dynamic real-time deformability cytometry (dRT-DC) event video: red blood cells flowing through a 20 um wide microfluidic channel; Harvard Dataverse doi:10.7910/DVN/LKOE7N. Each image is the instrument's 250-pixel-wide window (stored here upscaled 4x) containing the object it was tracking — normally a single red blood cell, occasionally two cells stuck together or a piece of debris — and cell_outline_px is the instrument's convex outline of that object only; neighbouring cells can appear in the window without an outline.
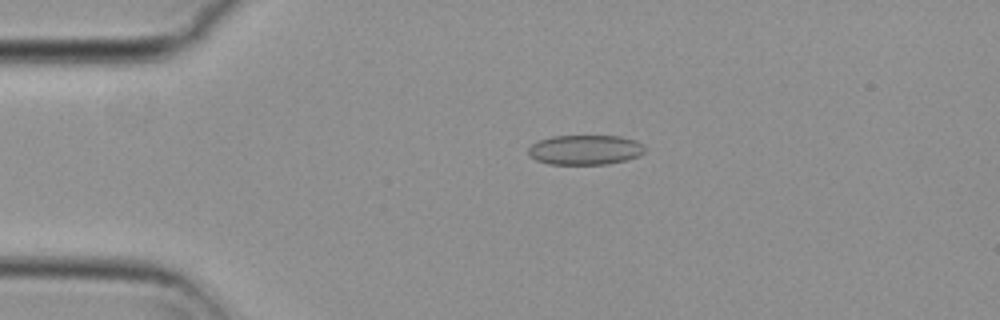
{"species": "common noctule bat (a hibernating species)", "species_latin": "Nyctalus noctula", "temperature_condition": "cold", "stored_images_in_passage": 55, "camera_frame_rate_fps": 3000, "um_per_image_px": 0.085, "animal": {"sex": "female", "body_mass_g": 29.2, "forearm_length_mm": 56.3}, "frame": {"image": 1, "passage_image": 12, "time_ms": 3.667, "image_size_px": [1000, 320], "cell_outline_px": [[644, 152], [640, 156], [628, 160], [604, 164], [548, 164], [536, 160], [528, 156], [528, 148], [532, 144], [540, 140], [552, 136], [620, 136], [636, 140], [644, 144]], "centroid_in_image_um": [49.75, 12.74], "position_along_channel_um": 35.3, "area_um2": 20.4}}
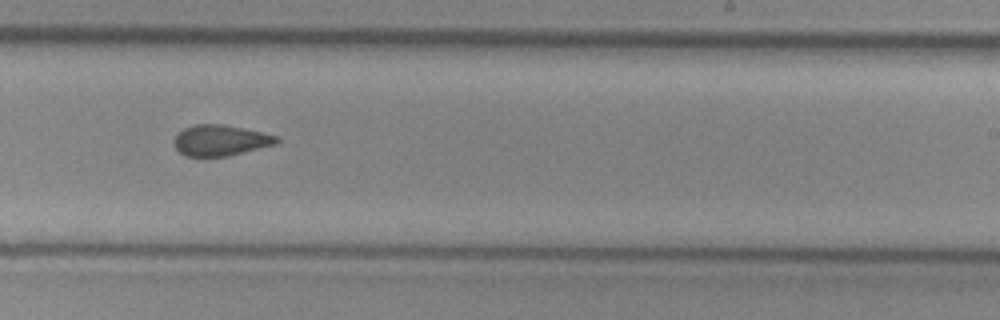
{"frame": {"image": 2, "passage_image": 34, "time_ms": 11.0, "image_size_px": [1000, 320], "cell_outline_px": [[280, 140], [276, 144], [228, 156], [204, 160], [184, 156], [172, 144], [172, 140], [176, 132], [184, 128], [196, 124], [224, 124], [244, 128], [276, 136]], "centroid_in_image_um": [18.63, 11.97], "position_along_channel_um": 270.4, "area_um2": 19.19}}
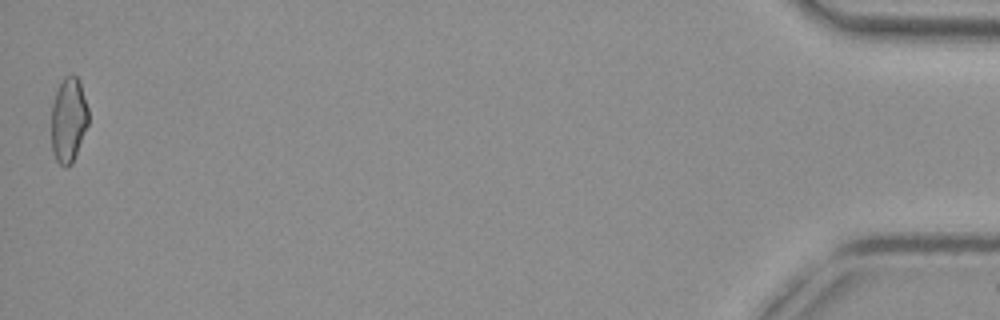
{"frame": {"image": 3, "passage_image": 55, "time_ms": 18.0, "image_size_px": [1000, 320], "cell_outline_px": [[88, 124], [72, 164], [64, 168], [56, 160], [52, 152], [52, 100], [64, 76], [72, 72], [76, 76], [80, 84], [88, 108]], "centroid_in_image_um": [5.82, 10.19], "position_along_channel_um": 429.4, "area_um2": 18.32}, "authors_computed_cell_mechanics": {"area_um2": 19.3052, "velocity_mm_per_s": 3.7213, "shape_relaxation_time_tau1_ms": null, "shape_relaxation_time_tau2_ms": 2.4153, "deformation_change_tau1": null, "deformation_change_tau2": 0.0969}}